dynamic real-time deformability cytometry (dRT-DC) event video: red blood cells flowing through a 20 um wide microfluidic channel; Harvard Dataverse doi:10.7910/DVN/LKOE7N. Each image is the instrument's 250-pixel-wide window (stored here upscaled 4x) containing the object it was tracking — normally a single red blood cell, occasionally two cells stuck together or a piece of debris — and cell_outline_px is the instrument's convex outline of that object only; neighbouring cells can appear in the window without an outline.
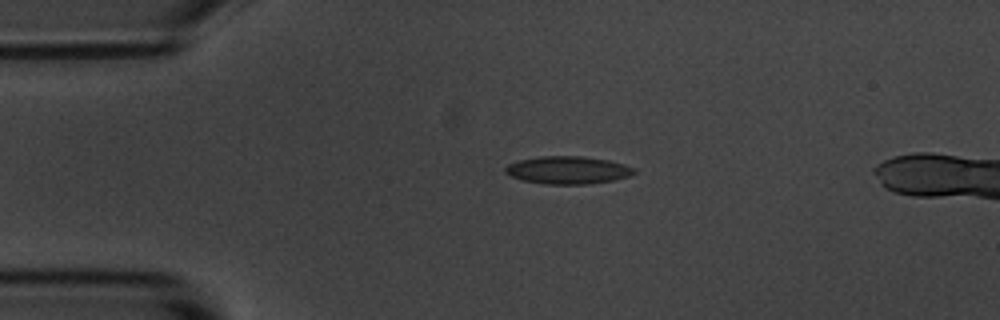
{"species": "common noctule bat (a hibernating species)", "species_latin": "Nyctalus noctula", "temperature_condition": "room temperature", "stored_images_in_passage": 4, "camera_frame_rate_fps": 3000, "um_per_image_px": 0.085, "animal": {"sex": "male", "body_mass_g": 20.1, "forearm_length_mm": 53.5}, "frame": {"image": 1, "passage_image": 2, "time_ms": 2.0, "image_size_px": [1000, 320], "cell_outline_px": [[636, 172], [628, 176], [612, 180], [592, 184], [544, 184], [524, 180], [512, 176], [504, 172], [504, 168], [508, 164], [520, 160], [540, 156], [580, 156], [608, 160], [624, 164], [636, 168]], "centroid_in_image_um": [48.27, 14.46], "position_along_channel_um": 36.7, "area_um2": 20.69}}